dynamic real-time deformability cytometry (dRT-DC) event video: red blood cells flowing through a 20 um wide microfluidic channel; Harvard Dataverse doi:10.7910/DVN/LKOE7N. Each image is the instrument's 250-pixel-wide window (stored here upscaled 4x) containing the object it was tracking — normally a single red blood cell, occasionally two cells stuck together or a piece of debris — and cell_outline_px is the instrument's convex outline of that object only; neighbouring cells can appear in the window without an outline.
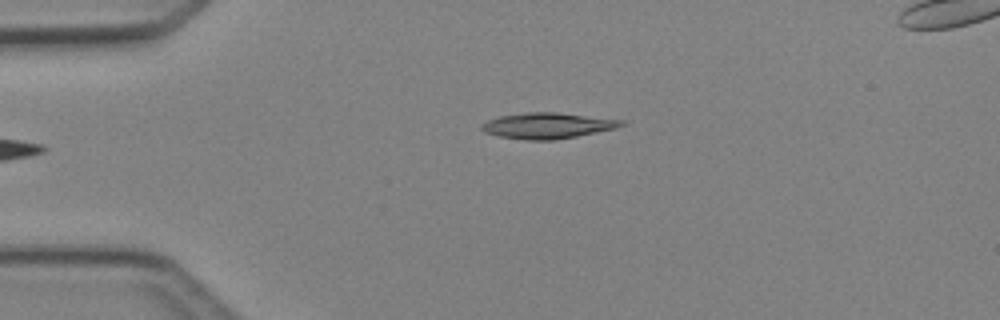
{"species": "Egyptian fruit bat (a non-hibernating species)", "species_latin": "Rousettus aegyptiacus", "temperature_condition": "cold", "stored_images_in_passage": 4, "camera_frame_rate_fps": 3000, "um_per_image_px": 0.085, "animal": {"sex": "female"}, "frame": {"image": 1, "passage_image": 4, "time_ms": 3.333, "image_size_px": [1000, 320], "cell_outline_px": [[624, 124], [616, 128], [556, 140], [524, 140], [500, 136], [484, 132], [480, 128], [488, 120], [500, 116], [528, 112], [556, 112], [624, 120]], "centroid_in_image_um": [46.54, 10.68], "position_along_channel_um": 38.5, "area_um2": 20.81}}